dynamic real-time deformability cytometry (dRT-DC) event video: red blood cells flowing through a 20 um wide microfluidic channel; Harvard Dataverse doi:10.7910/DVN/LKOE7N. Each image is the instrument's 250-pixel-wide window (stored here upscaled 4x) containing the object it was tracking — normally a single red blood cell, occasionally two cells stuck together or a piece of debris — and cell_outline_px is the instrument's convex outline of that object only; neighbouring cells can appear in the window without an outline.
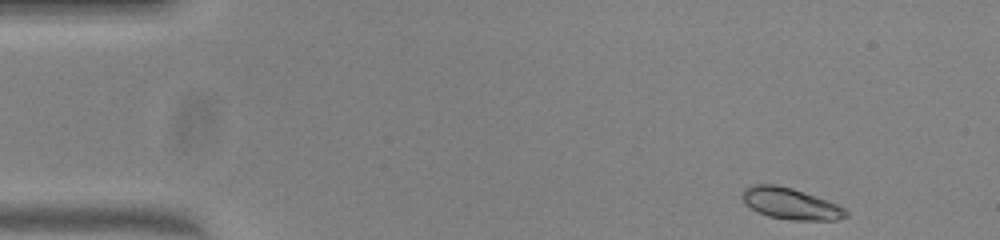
{"species": "common noctule bat (a hibernating species)", "species_latin": "Nyctalus noctula", "temperature_condition": "warm", "stored_images_in_passage": 47, "camera_frame_rate_fps": 3000, "um_per_image_px": 0.085, "animal": {"sex": "female", "body_mass_g": 23.0, "forearm_length_mm": 53.4}, "frame": {"image": 1, "passage_image": 1, "time_ms": 0.0, "image_size_px": [1000, 240], "cell_outline_px": [[848, 216], [836, 220], [792, 220], [768, 216], [752, 208], [740, 196], [744, 188], [752, 184], [776, 184], [792, 188], [836, 204], [844, 208], [848, 212]], "centroid_in_image_um": [67.18, 17.3], "position_along_channel_um": 17.8, "area_um2": 18.67}}
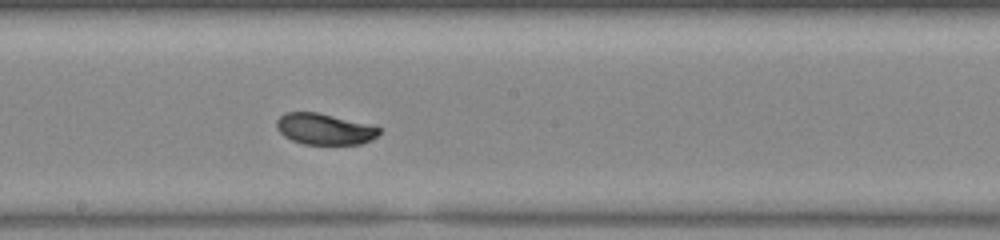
{"frame": {"image": 2, "passage_image": 24, "time_ms": 7.667, "image_size_px": [1000, 240], "cell_outline_px": [[380, 132], [372, 140], [360, 144], [304, 144], [292, 140], [284, 136], [276, 128], [276, 120], [284, 112], [316, 112], [372, 124], [380, 128]], "centroid_in_image_um": [27.58, 10.96], "position_along_channel_um": 220.6, "area_um2": 18.73}}
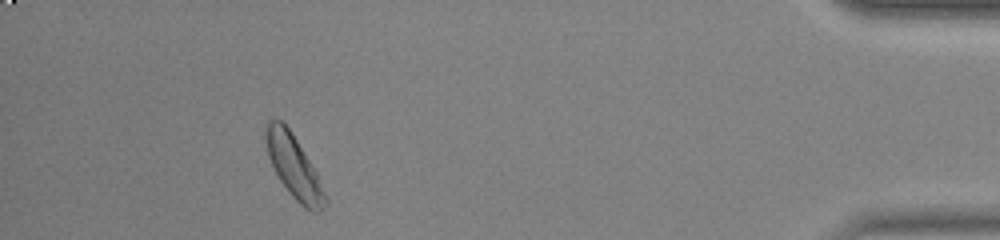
{"frame": {"image": 3, "passage_image": 43, "time_ms": 14.0, "image_size_px": [1000, 240], "cell_outline_px": [[328, 204], [320, 212], [312, 212], [304, 208], [292, 196], [280, 180], [268, 156], [264, 140], [264, 128], [268, 120], [280, 120], [288, 128], [296, 140], [316, 172], [328, 200]], "centroid_in_image_um": [24.97, 14.2], "position_along_channel_um": 410.2, "area_um2": 21.5}, "authors_computed_cell_mechanics": {"area_um2": 19.4786, "velocity_mm_per_s": 3.9481, "shape_relaxation_time_tau1_ms": 2.595, "shape_relaxation_time_tau2_ms": null, "deformation_change_tau1": 0.1319, "deformation_change_tau2": null}}